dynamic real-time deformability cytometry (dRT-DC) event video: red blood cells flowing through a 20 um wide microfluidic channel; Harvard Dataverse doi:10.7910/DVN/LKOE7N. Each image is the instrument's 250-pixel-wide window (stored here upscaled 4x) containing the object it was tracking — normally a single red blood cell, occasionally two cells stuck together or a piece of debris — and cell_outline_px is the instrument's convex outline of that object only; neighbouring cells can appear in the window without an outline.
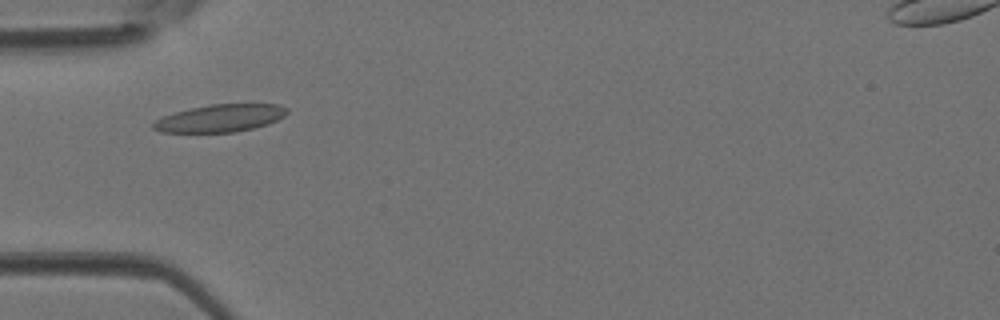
{"species": "Egyptian fruit bat (a non-hibernating species)", "species_latin": "Rousettus aegyptiacus", "temperature_condition": "room temperature", "stored_images_in_passage": 39, "camera_frame_rate_fps": 3000, "um_per_image_px": 0.085, "animal": {"sex": "female"}, "frame": {"image": 1, "passage_image": 9, "time_ms": 2.667, "image_size_px": [1000, 320], "cell_outline_px": [[288, 112], [284, 116], [268, 124], [236, 132], [160, 132], [152, 128], [152, 124], [160, 116], [192, 108], [212, 104], [280, 104], [288, 108]], "centroid_in_image_um": [18.72, 10.04], "position_along_channel_um": 66.3, "area_um2": 21.39}}
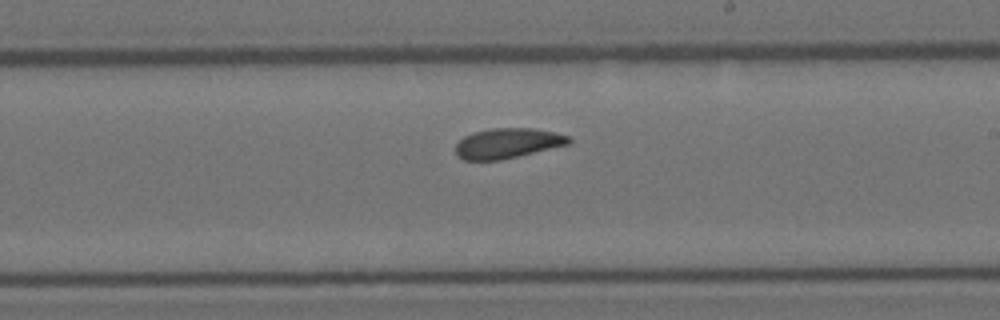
{"frame": {"image": 2, "passage_image": 21, "time_ms": 6.667, "image_size_px": [1000, 320], "cell_outline_px": [[572, 140], [568, 144], [500, 160], [464, 160], [456, 156], [456, 144], [464, 136], [472, 132], [488, 128], [532, 128], [552, 132], [568, 136]], "centroid_in_image_um": [43.08, 12.17], "position_along_channel_um": 245.9, "area_um2": 19.71}}
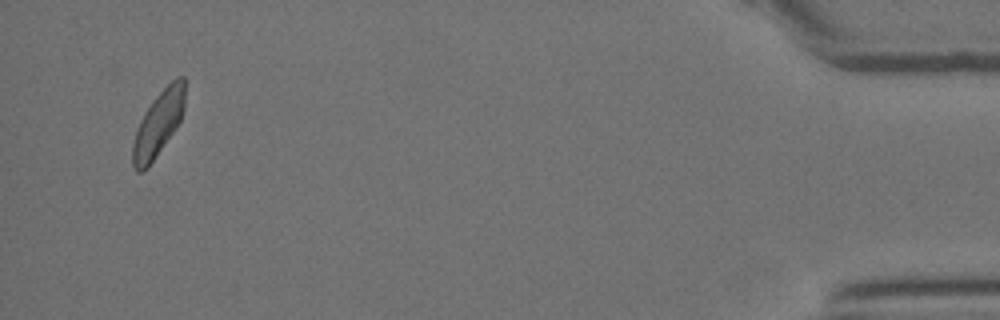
{"frame": {"image": 3, "passage_image": 38, "time_ms": 12.333, "image_size_px": [1000, 320], "cell_outline_px": [[184, 108], [180, 120], [176, 128], [148, 168], [140, 172], [136, 172], [132, 164], [132, 144], [136, 128], [144, 112], [152, 100], [176, 76], [184, 76]], "centroid_in_image_um": [13.43, 10.54], "position_along_channel_um": 421.8, "area_um2": 19.83}}